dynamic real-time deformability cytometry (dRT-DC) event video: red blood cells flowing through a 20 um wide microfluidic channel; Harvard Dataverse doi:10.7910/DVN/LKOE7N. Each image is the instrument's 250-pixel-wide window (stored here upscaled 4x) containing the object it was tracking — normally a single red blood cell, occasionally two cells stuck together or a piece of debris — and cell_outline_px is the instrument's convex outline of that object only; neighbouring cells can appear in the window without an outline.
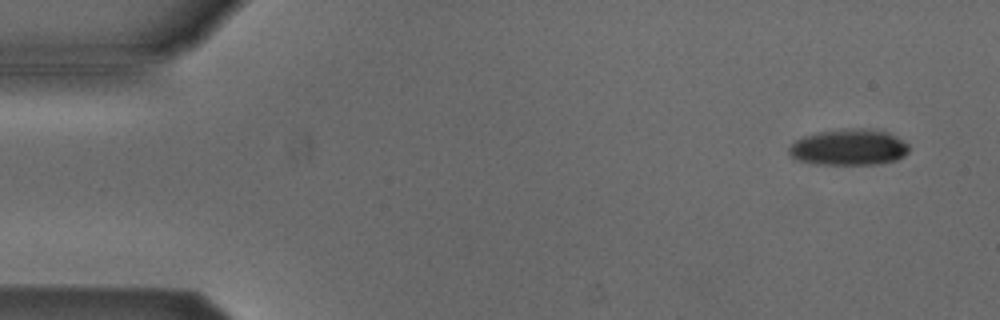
{"species": "Egyptian fruit bat (a non-hibernating species)", "species_latin": "Rousettus aegyptiacus", "temperature_condition": "cold", "stored_images_in_passage": 5, "camera_frame_rate_fps": 3000, "um_per_image_px": 0.085, "animal": {"sex": "male"}, "frame": {"image": 1, "passage_image": 1, "time_ms": 0.0, "image_size_px": [1000, 320], "cell_outline_px": [[908, 152], [904, 156], [896, 160], [876, 164], [816, 164], [796, 160], [788, 152], [788, 148], [796, 140], [804, 136], [816, 132], [848, 128], [872, 128], [888, 132], [908, 144]], "centroid_in_image_um": [72.14, 12.51], "position_along_channel_um": 12.9, "area_um2": 25.37}}
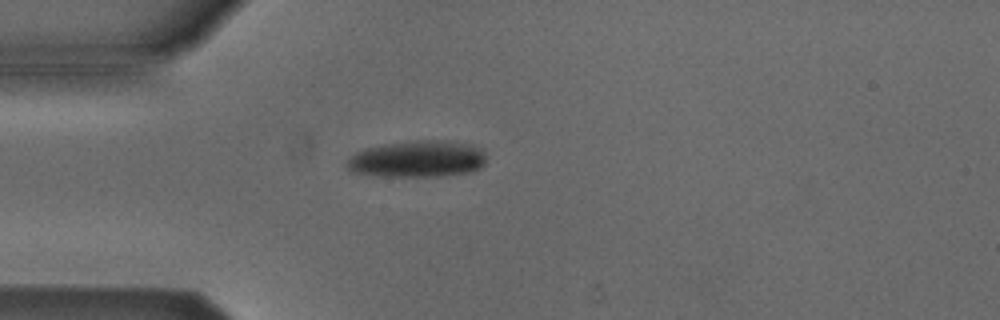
{"frame": {"image": 2, "passage_image": 4, "time_ms": 3.667, "image_size_px": [1000, 320], "cell_outline_px": [[484, 164], [480, 168], [472, 172], [440, 176], [380, 176], [352, 172], [344, 164], [356, 152], [364, 148], [388, 144], [416, 140], [452, 140], [472, 144], [484, 148]], "centroid_in_image_um": [35.53, 13.5], "position_along_channel_um": 49.5, "area_um2": 30.06}}